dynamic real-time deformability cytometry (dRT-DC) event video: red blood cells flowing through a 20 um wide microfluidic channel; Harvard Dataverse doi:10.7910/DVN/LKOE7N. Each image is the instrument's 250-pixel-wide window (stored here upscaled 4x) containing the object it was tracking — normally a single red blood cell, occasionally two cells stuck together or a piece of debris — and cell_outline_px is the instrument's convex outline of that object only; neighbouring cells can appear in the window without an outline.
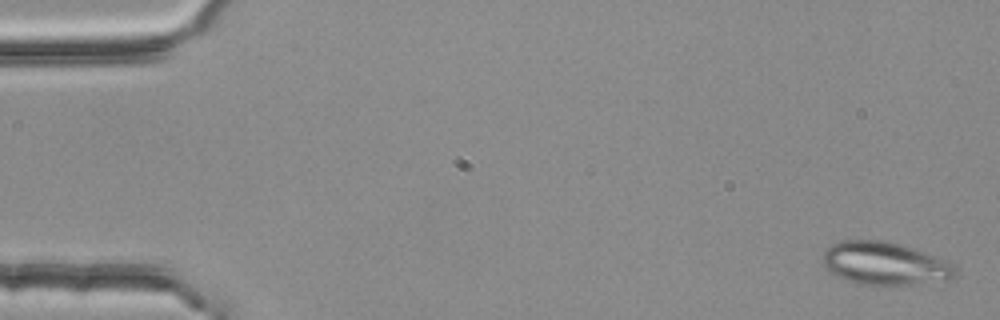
{"species": "common noctule bat (a hibernating species)", "species_latin": "Nyctalus noctula", "temperature_condition": "room temperature", "stored_images_in_passage": 4, "camera_frame_rate_fps": 3000, "um_per_image_px": 0.085, "animal": {"sex": "female", "body_mass_g": 25.1}, "frame": {"image": 1, "passage_image": 1, "time_ms": 0.0, "image_size_px": [1000, 320], "cell_outline_px": [[956, 276], [948, 280], [912, 284], [864, 284], [848, 280], [836, 276], [824, 268], [824, 248], [840, 240], [888, 240], [904, 244], [936, 256], [952, 264], [956, 268]], "centroid_in_image_um": [75.21, 22.37], "position_along_channel_um": 9.8, "area_um2": 33.23}}